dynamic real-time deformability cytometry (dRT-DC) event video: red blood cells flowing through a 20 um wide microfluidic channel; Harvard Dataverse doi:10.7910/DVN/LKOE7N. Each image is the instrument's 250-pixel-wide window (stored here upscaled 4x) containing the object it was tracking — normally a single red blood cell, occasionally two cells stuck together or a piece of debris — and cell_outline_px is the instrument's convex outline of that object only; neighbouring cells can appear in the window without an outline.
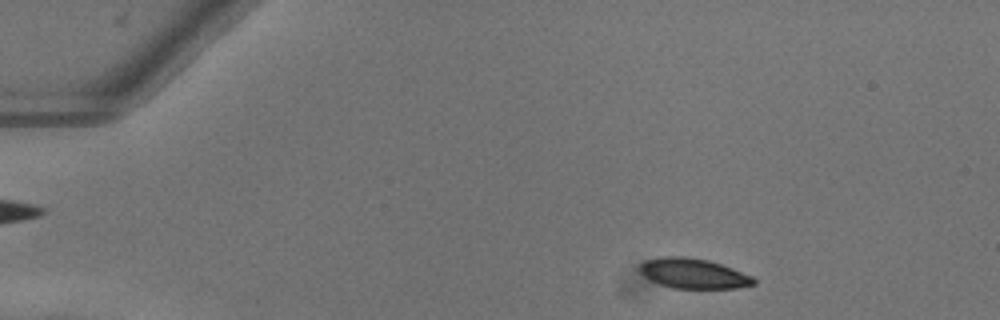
{"species": "common noctule bat (a hibernating species)", "species_latin": "Nyctalus noctula", "temperature_condition": "warm", "stored_images_in_passage": 49, "camera_frame_rate_fps": 3000, "um_per_image_px": 0.085, "animal": {"sex": "female"}, "frame": {"image": 1, "passage_image": 6, "time_ms": 1.667, "image_size_px": [1000, 320], "cell_outline_px": [[756, 284], [740, 288], [672, 288], [648, 280], [640, 272], [640, 264], [644, 260], [664, 256], [684, 256], [708, 260], [732, 268], [752, 276], [756, 280]], "centroid_in_image_um": [58.93, 23.25], "position_along_channel_um": 26.1, "area_um2": 20.06}}
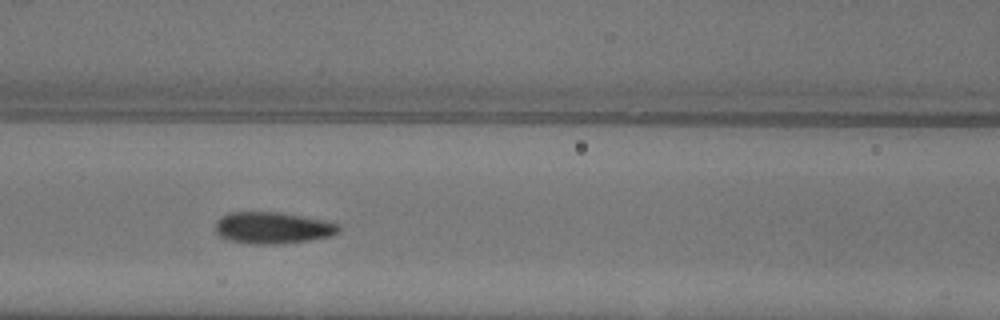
{"frame": {"image": 2, "passage_image": 21, "time_ms": 6.667, "image_size_px": [1000, 320], "cell_outline_px": [[340, 232], [332, 236], [308, 240], [276, 244], [256, 244], [228, 240], [220, 236], [216, 232], [216, 220], [232, 212], [280, 212], [332, 220], [340, 224]], "centroid_in_image_um": [23.27, 19.35], "position_along_channel_um": 143.3, "area_um2": 23.0}}
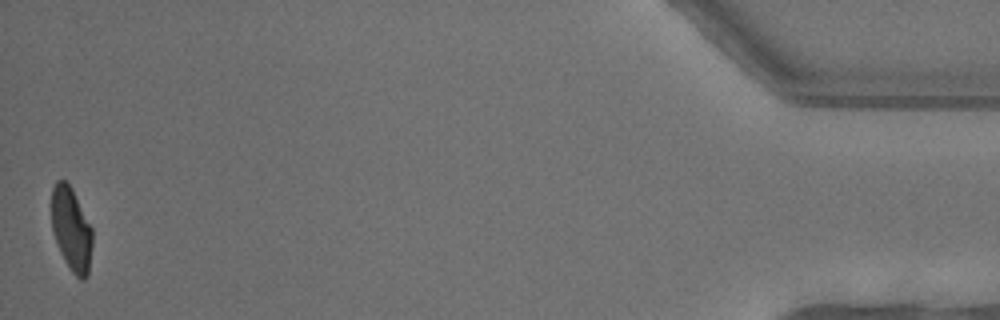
{"frame": {"image": 3, "passage_image": 49, "time_ms": 16.0, "image_size_px": [1000, 320], "cell_outline_px": [[92, 244], [88, 276], [84, 280], [80, 280], [72, 272], [64, 260], [60, 252], [52, 228], [52, 188], [56, 180], [64, 180], [72, 188], [92, 228]], "centroid_in_image_um": [6.07, 19.5], "position_along_channel_um": 429.1, "area_um2": 19.83}, "authors_computed_cell_mechanics": {"area_um2": 21.6172, "velocity_mm_per_s": 4.045, "shape_relaxation_time_tau1_ms": 3.8567, "shape_relaxation_time_tau2_ms": null, "deformation_change_tau1": 0.1409, "deformation_change_tau2": null}}